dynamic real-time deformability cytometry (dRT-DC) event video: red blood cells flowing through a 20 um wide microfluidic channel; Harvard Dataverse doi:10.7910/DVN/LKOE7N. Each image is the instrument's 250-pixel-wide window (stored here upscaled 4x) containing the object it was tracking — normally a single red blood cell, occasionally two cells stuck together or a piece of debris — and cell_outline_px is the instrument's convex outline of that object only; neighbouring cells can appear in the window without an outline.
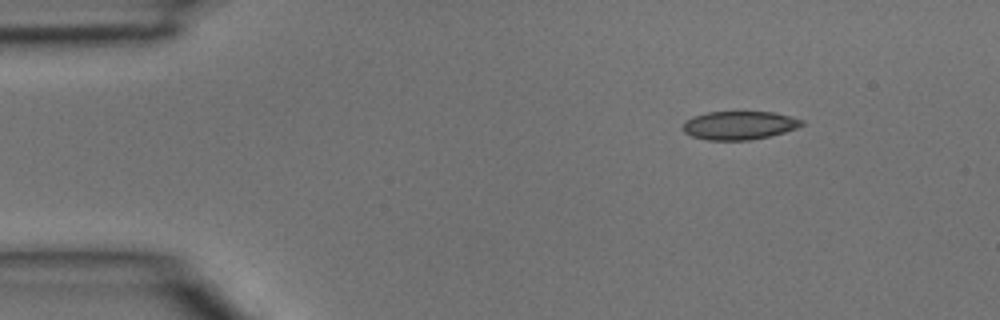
{"species": "common noctule bat (a hibernating species)", "species_latin": "Nyctalus noctula", "temperature_condition": "room temperature", "stored_images_in_passage": 5, "segment_of_instrument_passage": [2, 2], "camera_frame_rate_fps": 3000, "um_per_image_px": 0.085, "animal": {"sex": "male", "body_mass_g": 15.6}, "frame": {"image": 1, "passage_image": 5, "time_ms": 1.333, "image_size_px": [1000, 320], "cell_outline_px": [[804, 124], [796, 128], [772, 136], [752, 140], [708, 140], [692, 136], [684, 132], [680, 128], [684, 120], [692, 116], [708, 112], [772, 112], [804, 120]], "centroid_in_image_um": [62.79, 10.66], "position_along_channel_um": 22.2, "area_um2": 19.88}}